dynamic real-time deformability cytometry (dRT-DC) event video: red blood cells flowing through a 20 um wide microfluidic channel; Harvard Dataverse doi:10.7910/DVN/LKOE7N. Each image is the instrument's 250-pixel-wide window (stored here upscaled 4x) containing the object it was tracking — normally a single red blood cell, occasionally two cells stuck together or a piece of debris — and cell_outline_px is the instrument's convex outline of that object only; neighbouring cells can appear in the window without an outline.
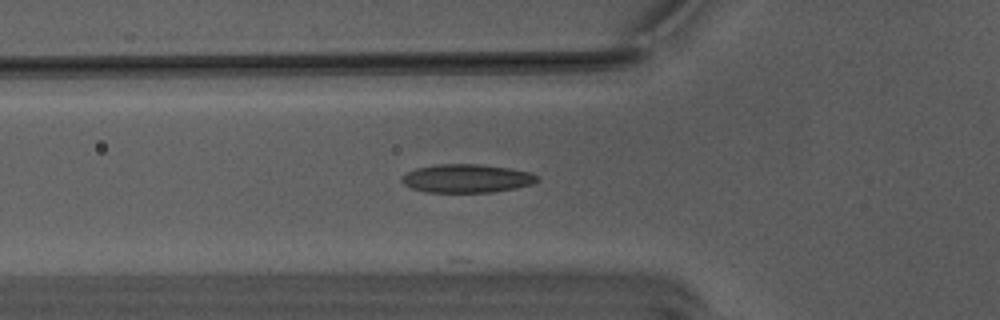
{"species": "Egyptian fruit bat (a non-hibernating species)", "species_latin": "Rousettus aegyptiacus", "temperature_condition": "warm", "stored_images_in_passage": 9, "camera_frame_rate_fps": 3000, "um_per_image_px": 0.085, "animal": {"sex": "male"}, "frame": {"image": 1, "passage_image": 2, "time_ms": 0.333, "image_size_px": [1000, 320], "cell_outline_px": [[540, 180], [532, 184], [516, 188], [492, 192], [424, 192], [412, 188], [404, 184], [400, 180], [400, 176], [416, 168], [440, 164], [480, 164], [508, 168], [532, 172], [540, 176]], "centroid_in_image_um": [39.7, 15.16], "position_along_channel_um": 86.1, "area_um2": 22.6}}